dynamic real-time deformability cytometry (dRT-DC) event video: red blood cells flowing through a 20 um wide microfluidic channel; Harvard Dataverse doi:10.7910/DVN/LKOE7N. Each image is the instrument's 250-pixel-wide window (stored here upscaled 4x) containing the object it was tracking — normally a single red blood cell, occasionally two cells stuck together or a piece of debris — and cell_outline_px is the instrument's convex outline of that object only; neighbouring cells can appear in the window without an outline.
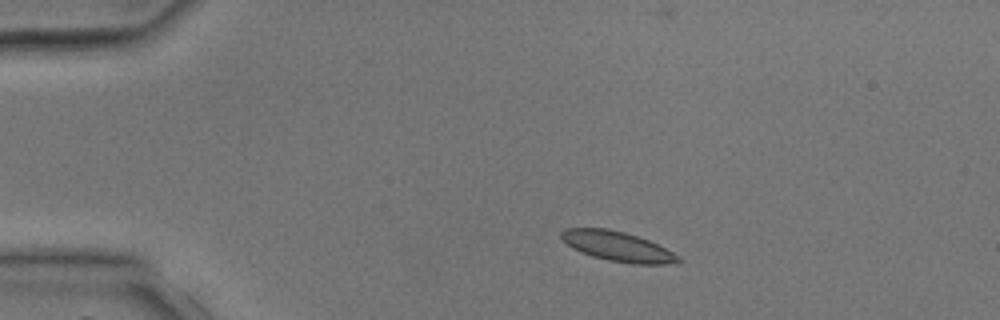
{"species": "common noctule bat (a hibernating species)", "species_latin": "Nyctalus noctula", "temperature_condition": "room temperature", "stored_images_in_passage": 2, "camera_frame_rate_fps": 3000, "um_per_image_px": 0.085, "animal": {"sex": "male", "body_mass_g": 17.9, "forearm_length_mm": 54.2}, "frame": {"image": 1, "passage_image": 1, "time_ms": 0.0, "image_size_px": [1000, 320], "cell_outline_px": [[684, 260], [668, 264], [632, 264], [608, 260], [592, 256], [580, 252], [572, 248], [560, 236], [560, 232], [564, 228], [608, 228], [624, 232], [648, 240], [680, 256]], "centroid_in_image_um": [52.48, 20.94], "position_along_channel_um": 32.5, "area_um2": 20.23}}